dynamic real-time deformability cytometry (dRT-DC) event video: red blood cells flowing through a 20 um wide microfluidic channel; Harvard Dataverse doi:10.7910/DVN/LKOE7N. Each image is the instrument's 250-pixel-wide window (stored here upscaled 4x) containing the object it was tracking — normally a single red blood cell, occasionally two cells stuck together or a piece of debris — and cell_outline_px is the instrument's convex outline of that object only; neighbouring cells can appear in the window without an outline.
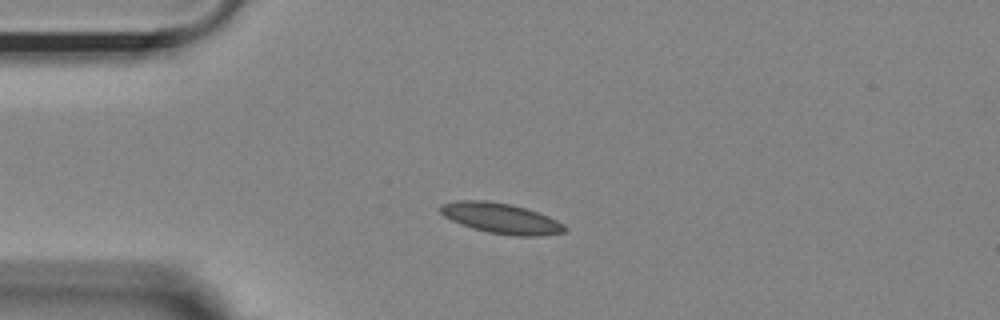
{"species": "Egyptian fruit bat (a non-hibernating species)", "species_latin": "Rousettus aegyptiacus", "temperature_condition": "room temperature", "stored_images_in_passage": 42, "camera_frame_rate_fps": 3000, "um_per_image_px": 0.085, "animal": {"sex": "female"}, "frame": {"image": 1, "passage_image": 1, "time_ms": 0.0, "image_size_px": [1000, 320], "cell_outline_px": [[568, 228], [564, 232], [536, 236], [516, 236], [488, 232], [472, 228], [460, 224], [444, 216], [436, 208], [440, 204], [456, 200], [488, 200], [512, 204], [548, 216], [564, 224]], "centroid_in_image_um": [42.53, 18.54], "position_along_channel_um": 42.5, "area_um2": 22.14}}
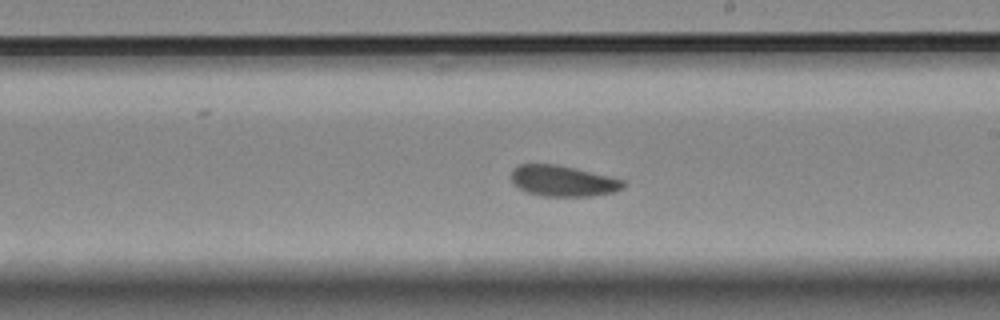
{"frame": {"image": 2, "passage_image": 19, "time_ms": 6.0, "image_size_px": [1000, 320], "cell_outline_px": [[628, 184], [624, 188], [612, 192], [592, 196], [540, 196], [528, 192], [512, 184], [512, 168], [520, 164], [556, 164], [608, 176], [624, 180]], "centroid_in_image_um": [47.85, 15.38], "position_along_channel_um": 241.2, "area_um2": 20.11}}
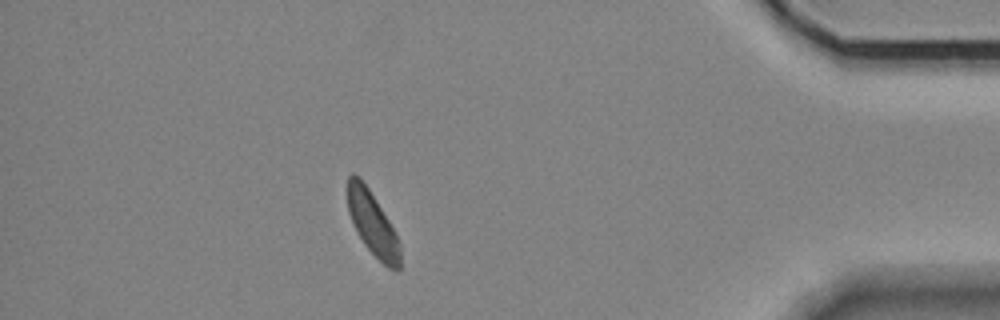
{"frame": {"image": 3, "passage_image": 36, "time_ms": 11.667, "image_size_px": [1000, 320], "cell_outline_px": [[400, 272], [388, 268], [364, 244], [348, 212], [348, 176], [352, 172], [360, 176], [368, 188], [388, 220], [400, 244]], "centroid_in_image_um": [31.67, 19.0], "position_along_channel_um": 403.5, "area_um2": 18.96}}